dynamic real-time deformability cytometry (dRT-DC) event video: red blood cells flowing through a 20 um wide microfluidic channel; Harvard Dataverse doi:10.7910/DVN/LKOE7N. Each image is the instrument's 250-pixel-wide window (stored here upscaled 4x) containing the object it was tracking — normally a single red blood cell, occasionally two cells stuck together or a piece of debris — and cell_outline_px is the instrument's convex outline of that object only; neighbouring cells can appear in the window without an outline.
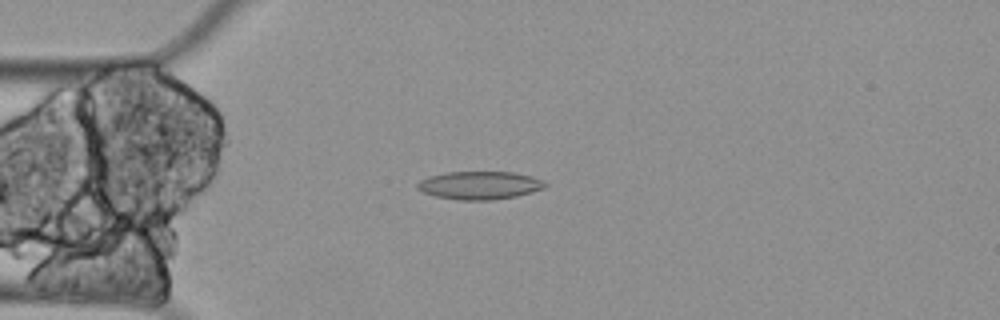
{"species": "Egyptian fruit bat (a non-hibernating species)", "species_latin": "Rousettus aegyptiacus", "temperature_condition": "cold", "stored_images_in_passage": 58, "camera_frame_rate_fps": 3000, "um_per_image_px": 0.085, "animal": {"sex": "female"}, "frame": {"image": 1, "passage_image": 13, "time_ms": 4.0, "image_size_px": [1000, 320], "cell_outline_px": [[548, 184], [544, 188], [532, 192], [516, 196], [492, 200], [456, 200], [436, 196], [424, 192], [416, 188], [416, 184], [420, 180], [428, 176], [448, 172], [512, 172], [532, 176]], "centroid_in_image_um": [40.75, 15.75], "position_along_channel_um": 44.2, "area_um2": 20.87}}
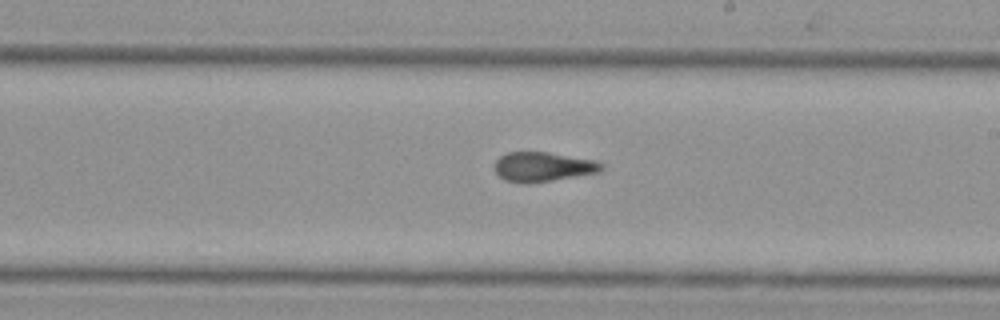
{"frame": {"image": 2, "passage_image": 32, "time_ms": 10.333, "image_size_px": [1000, 320], "cell_outline_px": [[604, 168], [600, 172], [552, 180], [520, 184], [504, 180], [492, 168], [492, 164], [500, 156], [508, 152], [548, 152], [596, 160], [604, 164]], "centroid_in_image_um": [46.13, 14.17], "position_along_channel_um": 242.9, "area_um2": 18.61}}
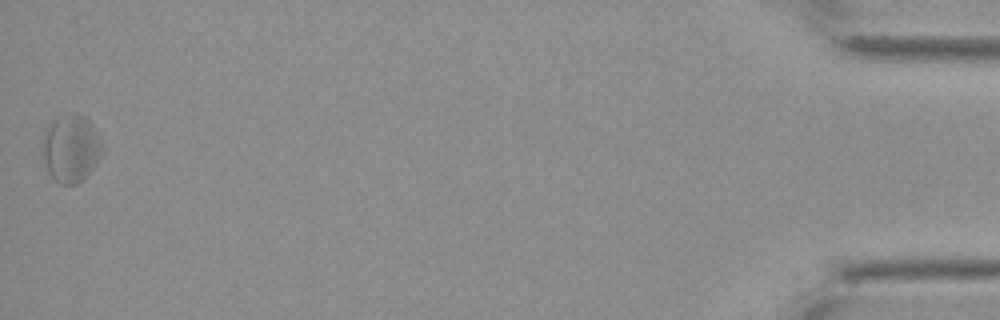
{"frame": {"image": 3, "passage_image": 58, "time_ms": 19.0, "image_size_px": [1000, 320], "cell_outline_px": [[104, 152], [96, 164], [76, 184], [60, 184], [48, 172], [40, 156], [40, 152], [44, 128], [52, 120], [64, 112], [76, 112], [84, 116], [96, 128], [104, 144]], "centroid_in_image_um": [6.0, 12.54], "position_along_channel_um": 429.2, "area_um2": 24.45}, "authors_computed_cell_mechanics": {"area_um2": 19.941, "velocity_mm_per_s": 3.228, "shape_relaxation_time_tau1_ms": null, "shape_relaxation_time_tau2_ms": 3.8658, "deformation_change_tau1": null, "deformation_change_tau2": 0.0859}}